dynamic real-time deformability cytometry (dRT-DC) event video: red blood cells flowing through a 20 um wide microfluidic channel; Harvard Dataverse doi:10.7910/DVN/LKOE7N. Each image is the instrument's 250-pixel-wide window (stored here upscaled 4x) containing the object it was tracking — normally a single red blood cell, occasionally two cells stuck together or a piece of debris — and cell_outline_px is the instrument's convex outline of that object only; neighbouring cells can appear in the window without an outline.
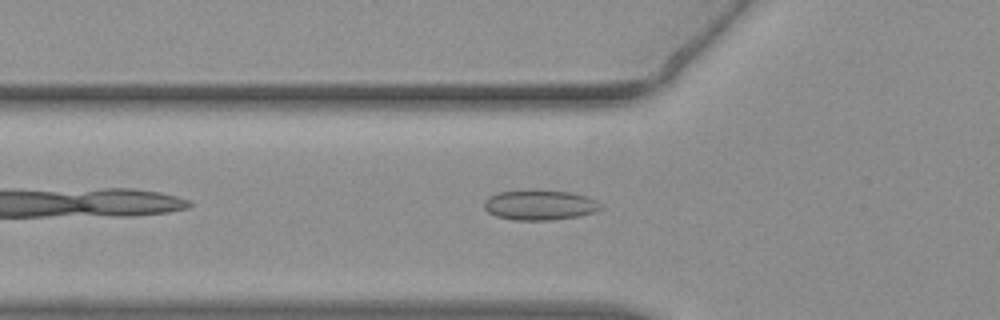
{"species": "common noctule bat (a hibernating species)", "species_latin": "Nyctalus noctula", "temperature_condition": "warm", "stored_images_in_passage": 20, "camera_frame_rate_fps": 3000, "um_per_image_px": 0.085, "animal": {"sex": "female", "body_mass_g": 19.3, "forearm_length_mm": 54.1}, "frame": {"image": 1, "passage_image": 6, "time_ms": 1.667, "image_size_px": [1000, 320], "cell_outline_px": [[604, 208], [596, 212], [576, 216], [552, 220], [516, 220], [496, 216], [488, 212], [484, 208], [484, 200], [488, 196], [500, 192], [572, 192], [588, 196], [596, 200]], "centroid_in_image_um": [45.91, 17.46], "position_along_channel_um": 79.9, "area_um2": 19.94}}
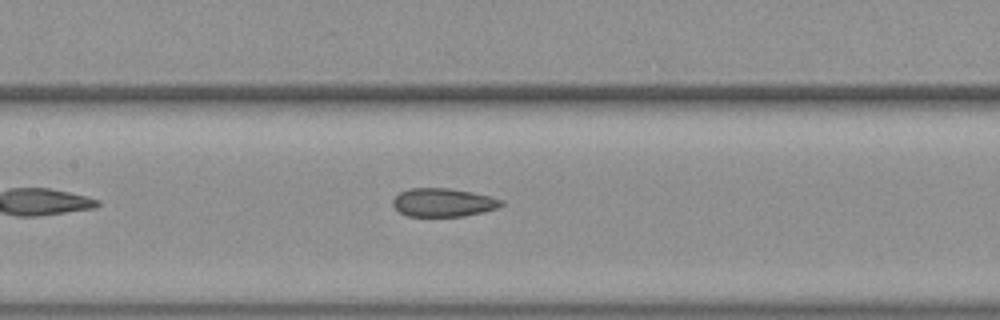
{"frame": {"image": 2, "passage_image": 13, "time_ms": 4.0, "image_size_px": [1000, 320], "cell_outline_px": [[504, 204], [500, 208], [464, 216], [408, 216], [400, 212], [392, 204], [392, 200], [400, 192], [408, 188], [448, 188], [472, 192], [504, 200]], "centroid_in_image_um": [37.69, 17.21], "position_along_channel_um": 169.7, "area_um2": 17.98}}
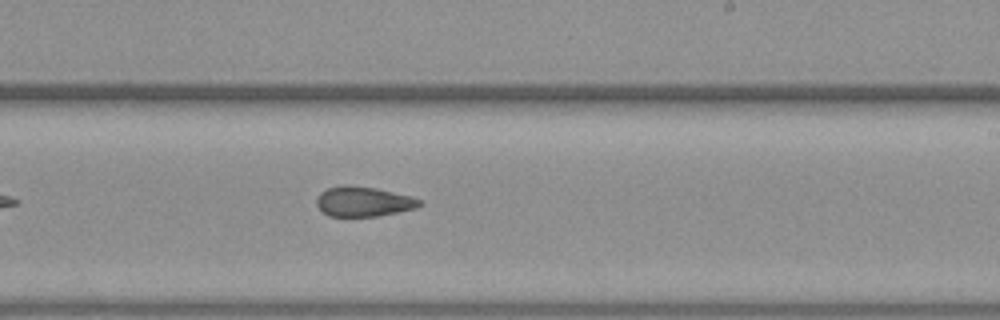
{"frame": {"image": 3, "passage_image": 20, "time_ms": 6.333, "image_size_px": [1000, 320], "cell_outline_px": [[424, 204], [416, 208], [376, 216], [328, 216], [316, 204], [316, 200], [320, 192], [328, 188], [348, 184], [376, 188], [412, 196], [420, 200]], "centroid_in_image_um": [30.9, 17.12], "position_along_channel_um": 258.1, "area_um2": 17.92}}